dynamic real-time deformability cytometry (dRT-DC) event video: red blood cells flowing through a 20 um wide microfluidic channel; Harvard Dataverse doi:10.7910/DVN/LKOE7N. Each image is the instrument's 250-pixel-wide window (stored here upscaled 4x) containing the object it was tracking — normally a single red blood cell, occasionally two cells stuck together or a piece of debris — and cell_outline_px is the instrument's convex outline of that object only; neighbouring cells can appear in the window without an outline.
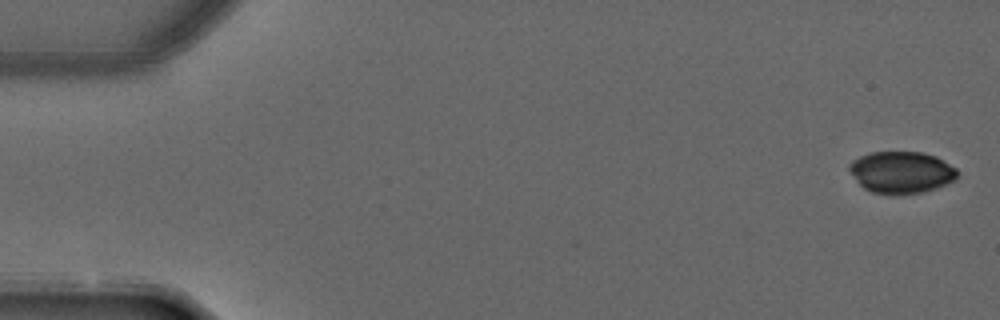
{"species": "common noctule bat (a hibernating species)", "species_latin": "Nyctalus noctula", "temperature_condition": "warm", "stored_images_in_passage": 3, "camera_frame_rate_fps": 3000, "um_per_image_px": 0.085, "animal": {"sex": "male", "forearm_length_mm": 52.5}, "frame": {"image": 1, "passage_image": 1, "time_ms": 0.0, "image_size_px": [1000, 320], "cell_outline_px": [[960, 172], [956, 180], [936, 188], [920, 192], [896, 196], [872, 192], [864, 188], [856, 180], [848, 168], [848, 164], [852, 160], [860, 156], [872, 152], [924, 152], [936, 156], [956, 168]], "centroid_in_image_um": [76.63, 14.65], "position_along_channel_um": 8.4, "area_um2": 26.65}}